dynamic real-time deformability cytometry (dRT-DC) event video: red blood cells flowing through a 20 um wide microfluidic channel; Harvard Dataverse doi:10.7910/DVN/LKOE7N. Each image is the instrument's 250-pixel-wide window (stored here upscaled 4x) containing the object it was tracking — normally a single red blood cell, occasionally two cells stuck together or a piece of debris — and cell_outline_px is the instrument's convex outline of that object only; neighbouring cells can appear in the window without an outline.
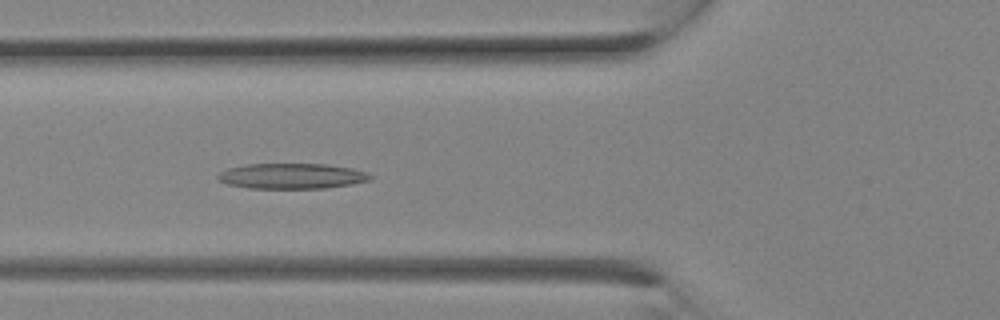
{"species": "Egyptian fruit bat (a non-hibernating species)", "species_latin": "Rousettus aegyptiacus", "temperature_condition": "room temperature", "stored_images_in_passage": 13, "camera_frame_rate_fps": 3000, "um_per_image_px": 0.085, "animal": {"sex": "female"}, "frame": {"image": 1, "passage_image": 10, "time_ms": 3.0, "image_size_px": [1000, 320], "cell_outline_px": [[372, 180], [352, 184], [324, 188], [248, 188], [228, 184], [216, 180], [216, 176], [220, 172], [228, 168], [248, 164], [328, 164], [352, 168], [368, 172], [372, 176]], "centroid_in_image_um": [24.81, 14.96], "position_along_channel_um": 101.0, "area_um2": 22.72}}
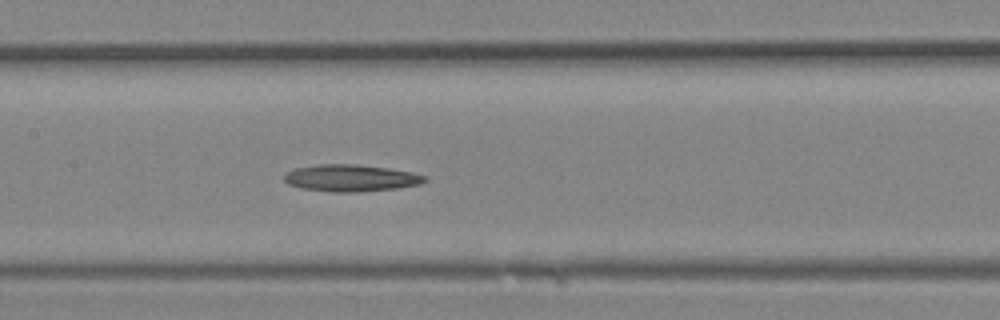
{"frame": {"image": 2, "passage_image": 13, "time_ms": 4.0, "image_size_px": [1000, 320], "cell_outline_px": [[428, 180], [420, 184], [396, 188], [360, 192], [332, 192], [300, 188], [288, 184], [284, 180], [284, 172], [292, 168], [316, 164], [356, 164], [388, 168], [412, 172], [428, 176]], "centroid_in_image_um": [29.79, 15.12], "position_along_channel_um": 177.6, "area_um2": 22.37}}